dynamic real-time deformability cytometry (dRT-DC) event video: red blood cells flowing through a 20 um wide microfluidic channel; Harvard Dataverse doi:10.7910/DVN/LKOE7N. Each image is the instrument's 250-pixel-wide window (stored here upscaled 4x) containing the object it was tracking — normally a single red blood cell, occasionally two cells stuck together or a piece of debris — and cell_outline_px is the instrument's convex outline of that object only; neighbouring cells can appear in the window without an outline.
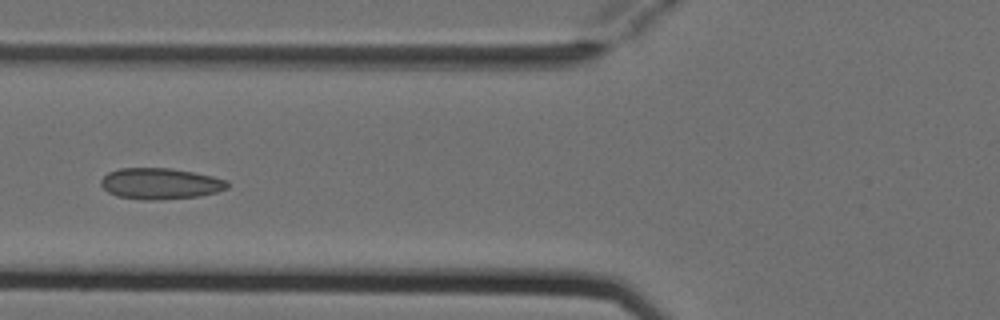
{"species": "Egyptian fruit bat (a non-hibernating species)", "species_latin": "Rousettus aegyptiacus", "temperature_condition": "cold", "stored_images_in_passage": 6, "camera_frame_rate_fps": 3000, "um_per_image_px": 0.085, "animal": {"sex": "female"}, "frame": {"image": 1, "passage_image": 6, "time_ms": 1.667, "image_size_px": [1000, 320], "cell_outline_px": [[228, 188], [216, 192], [200, 196], [160, 200], [144, 200], [116, 196], [108, 192], [100, 184], [100, 180], [108, 172], [120, 168], [172, 168], [212, 176], [228, 180]], "centroid_in_image_um": [13.62, 15.61], "position_along_channel_um": 112.2, "area_um2": 23.06}}